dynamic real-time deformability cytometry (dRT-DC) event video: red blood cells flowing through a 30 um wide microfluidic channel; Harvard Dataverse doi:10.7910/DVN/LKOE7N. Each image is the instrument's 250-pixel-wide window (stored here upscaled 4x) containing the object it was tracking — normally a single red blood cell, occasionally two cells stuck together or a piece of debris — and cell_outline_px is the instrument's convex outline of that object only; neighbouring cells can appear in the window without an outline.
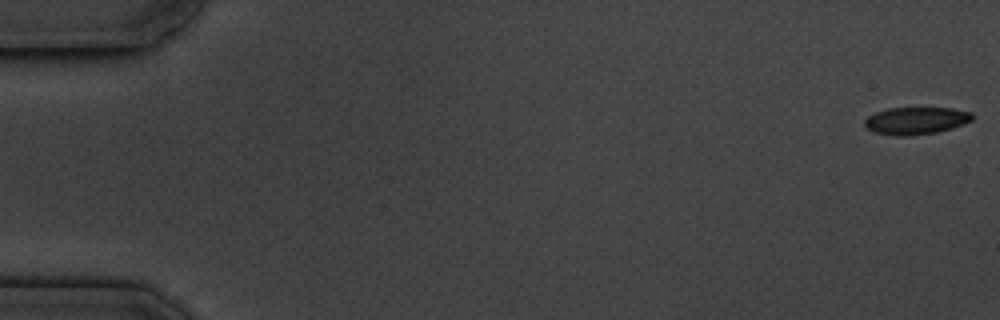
{"species": "common noctule bat (a hibernating species)", "species_latin": "Nyctalus noctula", "temperature_condition": "cold", "stored_images_in_passage": 4, "camera_frame_rate_fps": 3000, "um_per_image_px": 0.085, "animal": {"sex": "male", "body_mass_g": 19.5, "forearm_length_mm": 54.6}, "frame": {"image": 1, "passage_image": 1, "time_ms": 0.0, "image_size_px": [1000, 320], "cell_outline_px": [[972, 120], [964, 124], [952, 128], [936, 132], [908, 136], [900, 136], [872, 132], [864, 124], [864, 120], [868, 116], [876, 112], [888, 108], [952, 108], [972, 112]], "centroid_in_image_um": [77.85, 10.25], "position_along_channel_um": 7.1, "area_um2": 17.11}}
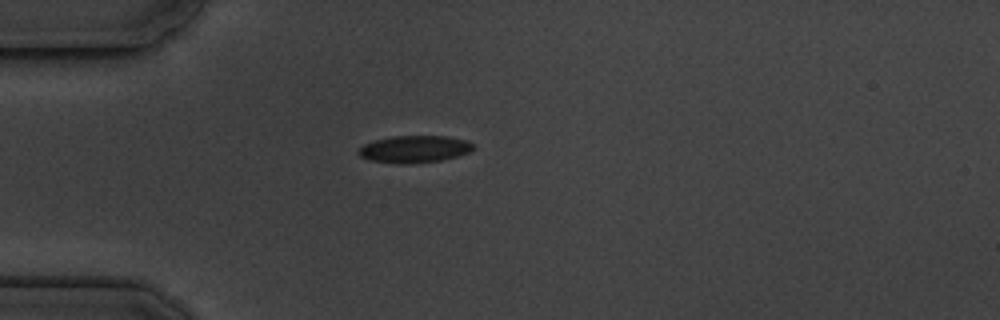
{"frame": {"image": 2, "passage_image": 4, "time_ms": 5.0, "image_size_px": [1000, 320], "cell_outline_px": [[476, 148], [468, 152], [456, 156], [440, 160], [404, 164], [372, 160], [360, 156], [356, 152], [364, 144], [376, 140], [392, 136], [448, 136], [468, 140], [476, 144]], "centroid_in_image_um": [35.28, 12.65], "position_along_channel_um": 49.7, "area_um2": 18.03}}